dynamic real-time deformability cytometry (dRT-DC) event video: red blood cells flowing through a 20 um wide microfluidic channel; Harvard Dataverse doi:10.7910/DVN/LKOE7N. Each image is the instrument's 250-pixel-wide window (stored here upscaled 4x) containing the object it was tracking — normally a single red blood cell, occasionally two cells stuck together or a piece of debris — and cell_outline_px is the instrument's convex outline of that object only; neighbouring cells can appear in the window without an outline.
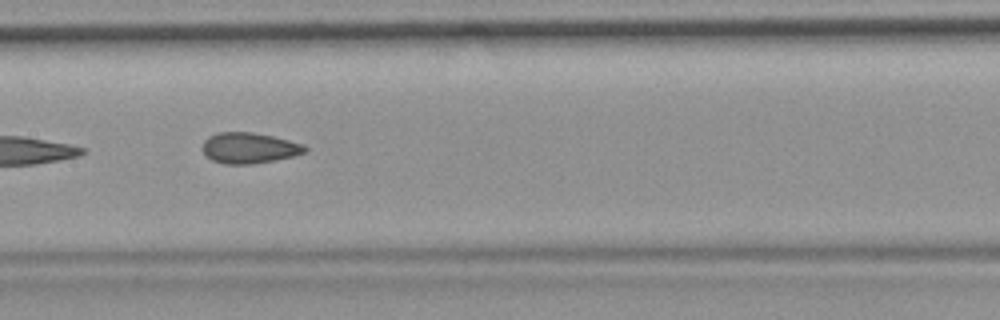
{"species": "common noctule bat (a hibernating species)", "species_latin": "Nyctalus noctula", "temperature_condition": "room temperature", "stored_images_in_passage": 9, "camera_frame_rate_fps": 3000, "um_per_image_px": 0.085, "animal": {"sex": "female", "body_mass_g": 19.9}, "frame": {"image": 1, "passage_image": 7, "time_ms": 7.0, "image_size_px": [1000, 320], "cell_outline_px": [[308, 152], [292, 156], [252, 164], [224, 164], [212, 160], [204, 152], [204, 140], [208, 136], [220, 132], [252, 132], [272, 136], [304, 144], [308, 148]], "centroid_in_image_um": [21.2, 12.57], "position_along_channel_um": 186.2, "area_um2": 18.21}}
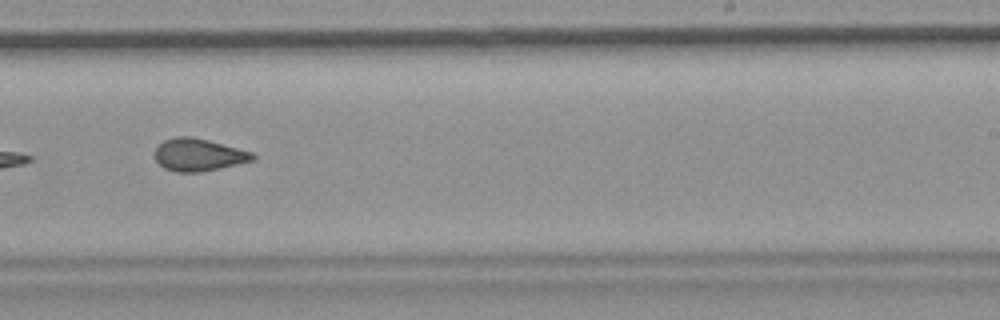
{"frame": {"image": 2, "passage_image": 9, "time_ms": 9.333, "image_size_px": [1000, 320], "cell_outline_px": [[256, 156], [252, 160], [220, 168], [200, 172], [176, 172], [164, 168], [156, 160], [156, 148], [164, 140], [176, 136], [188, 136], [208, 140], [252, 152]], "centroid_in_image_um": [16.86, 13.16], "position_along_channel_um": 272.1, "area_um2": 18.21}}